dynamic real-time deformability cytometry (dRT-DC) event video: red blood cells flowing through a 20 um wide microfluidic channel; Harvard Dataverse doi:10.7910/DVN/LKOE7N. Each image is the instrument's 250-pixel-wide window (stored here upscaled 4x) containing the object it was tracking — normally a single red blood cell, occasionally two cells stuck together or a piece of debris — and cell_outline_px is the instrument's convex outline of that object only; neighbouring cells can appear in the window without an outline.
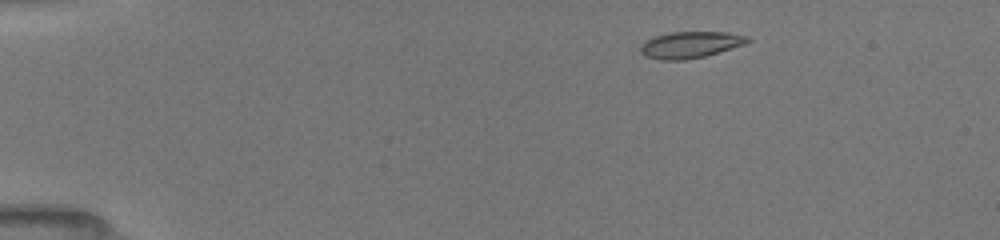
{"species": "common noctule bat (a hibernating species)", "species_latin": "Nyctalus noctula", "temperature_condition": "room temperature", "stored_images_in_passage": 7, "camera_frame_rate_fps": 3000, "um_per_image_px": 0.085, "animal": {"sex": "female", "body_mass_g": 19.5, "forearm_length_mm": 54.1}, "frame": {"image": 1, "passage_image": 2, "time_ms": 0.667, "image_size_px": [1000, 240], "cell_outline_px": [[752, 40], [744, 44], [704, 56], [684, 60], [660, 60], [644, 56], [640, 52], [640, 48], [648, 40], [656, 36], [668, 32], [728, 32], [748, 36]], "centroid_in_image_um": [58.69, 3.8], "position_along_channel_um": 26.3, "area_um2": 16.36}}